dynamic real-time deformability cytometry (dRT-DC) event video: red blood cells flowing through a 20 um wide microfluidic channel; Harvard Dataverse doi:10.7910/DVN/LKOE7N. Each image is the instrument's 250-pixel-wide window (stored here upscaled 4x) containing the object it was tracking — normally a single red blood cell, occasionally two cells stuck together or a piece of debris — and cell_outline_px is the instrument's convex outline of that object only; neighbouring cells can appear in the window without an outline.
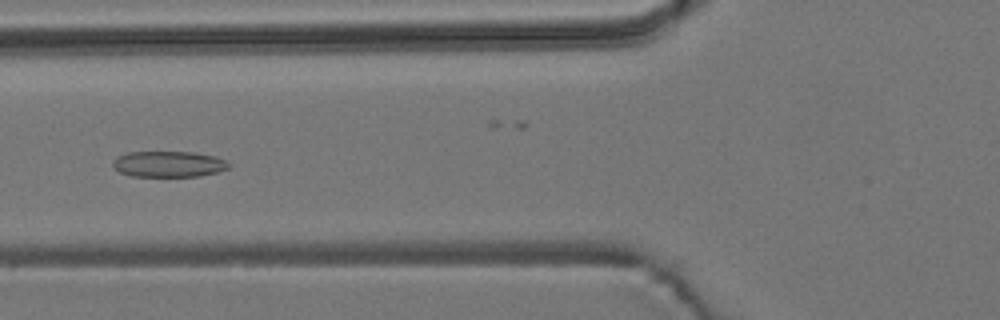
{"species": "common noctule bat (a hibernating species)", "species_latin": "Nyctalus noctula", "temperature_condition": "room temperature", "stored_images_in_passage": 57, "camera_frame_rate_fps": 3000, "um_per_image_px": 0.085, "animal": {"sex": "male", "body_mass_g": 19.2, "forearm_length_mm": 51.8}, "frame": {"image": 1, "passage_image": 22, "time_ms": 7.0, "image_size_px": [1000, 320], "cell_outline_px": [[232, 164], [228, 168], [216, 172], [200, 176], [132, 176], [120, 172], [112, 168], [112, 160], [116, 156], [128, 152], [192, 152], [216, 156]], "centroid_in_image_um": [14.3, 13.94], "position_along_channel_um": 111.5, "area_um2": 17.63}}
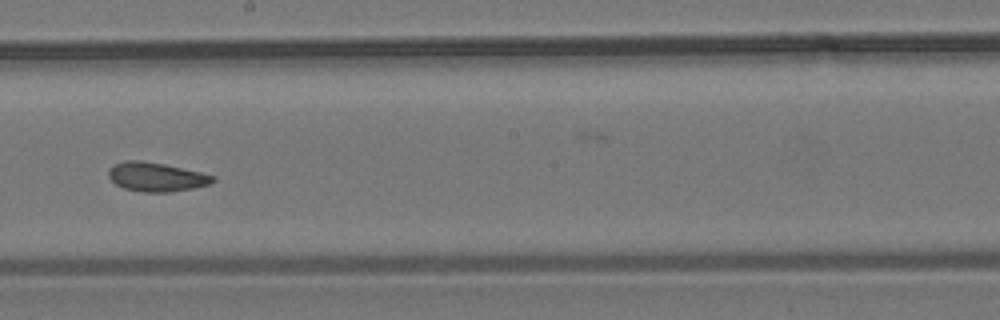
{"frame": {"image": 2, "passage_image": 32, "time_ms": 10.333, "image_size_px": [1000, 320], "cell_outline_px": [[216, 180], [208, 184], [192, 188], [168, 192], [144, 192], [124, 188], [116, 184], [108, 176], [108, 168], [112, 164], [124, 160], [140, 160], [164, 164], [200, 172], [216, 176]], "centroid_in_image_um": [13.25, 15.02], "position_along_channel_um": 235.0, "area_um2": 17.63}}
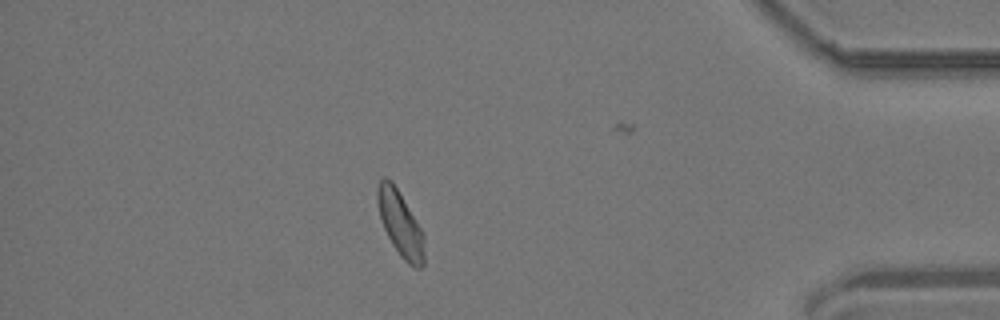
{"frame": {"image": 3, "passage_image": 49, "time_ms": 16.0, "image_size_px": [1000, 320], "cell_outline_px": [[424, 264], [420, 268], [416, 268], [408, 264], [400, 256], [392, 244], [384, 228], [380, 216], [376, 200], [376, 192], [380, 180], [384, 176], [392, 180], [420, 228], [424, 236]], "centroid_in_image_um": [34.01, 19.03], "position_along_channel_um": 401.2, "area_um2": 17.57}, "authors_computed_cell_mechanics": {"area_um2": 17.918, "velocity_mm_per_s": 3.7044, "shape_relaxation_time_tau1_ms": null, "shape_relaxation_time_tau2_ms": 3.3174, "deformation_change_tau1": null, "deformation_change_tau2": 0.0946}}